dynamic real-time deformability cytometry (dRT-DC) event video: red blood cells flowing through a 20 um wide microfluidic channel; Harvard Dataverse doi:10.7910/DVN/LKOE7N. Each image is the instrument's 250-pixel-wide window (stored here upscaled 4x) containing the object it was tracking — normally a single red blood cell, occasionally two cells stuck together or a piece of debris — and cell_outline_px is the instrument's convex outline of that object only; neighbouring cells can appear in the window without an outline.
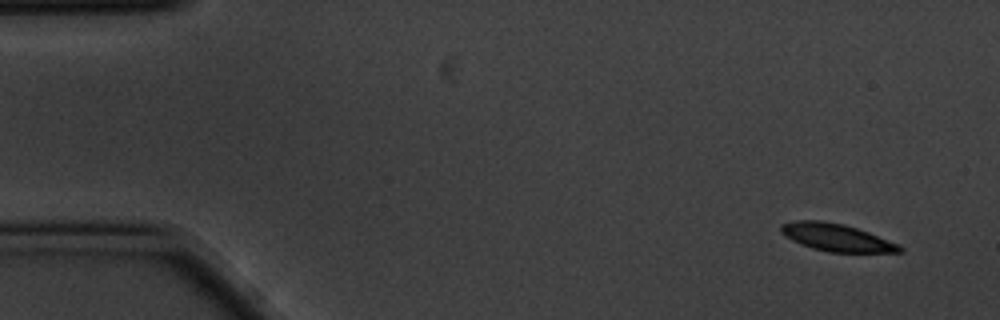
{"species": "common noctule bat (a hibernating species)", "species_latin": "Nyctalus noctula", "temperature_condition": "cold", "stored_images_in_passage": 8, "camera_frame_rate_fps": 3000, "um_per_image_px": 0.085, "animal": {"sex": "male", "body_mass_g": 20.1, "forearm_length_mm": 53.5}, "frame": {"image": 1, "passage_image": 1, "time_ms": 0.0, "image_size_px": [1000, 320], "cell_outline_px": [[904, 252], [828, 252], [812, 248], [800, 244], [784, 236], [780, 232], [780, 224], [796, 220], [824, 220], [844, 224], [868, 232], [900, 244], [904, 248]], "centroid_in_image_um": [71.09, 20.18], "position_along_channel_um": 13.9, "area_um2": 19.19}}
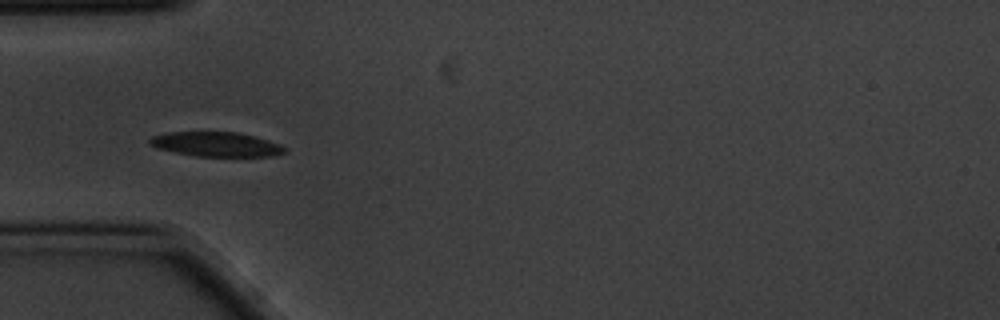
{"frame": {"image": 2, "passage_image": 5, "time_ms": 1.333, "image_size_px": [1000, 320], "cell_outline_px": [[288, 152], [276, 156], [196, 156], [156, 148], [148, 144], [148, 140], [152, 136], [168, 132], [236, 132], [256, 136], [280, 144], [288, 148]], "centroid_in_image_um": [18.42, 12.26], "position_along_channel_um": 66.6, "area_um2": 19.48}}